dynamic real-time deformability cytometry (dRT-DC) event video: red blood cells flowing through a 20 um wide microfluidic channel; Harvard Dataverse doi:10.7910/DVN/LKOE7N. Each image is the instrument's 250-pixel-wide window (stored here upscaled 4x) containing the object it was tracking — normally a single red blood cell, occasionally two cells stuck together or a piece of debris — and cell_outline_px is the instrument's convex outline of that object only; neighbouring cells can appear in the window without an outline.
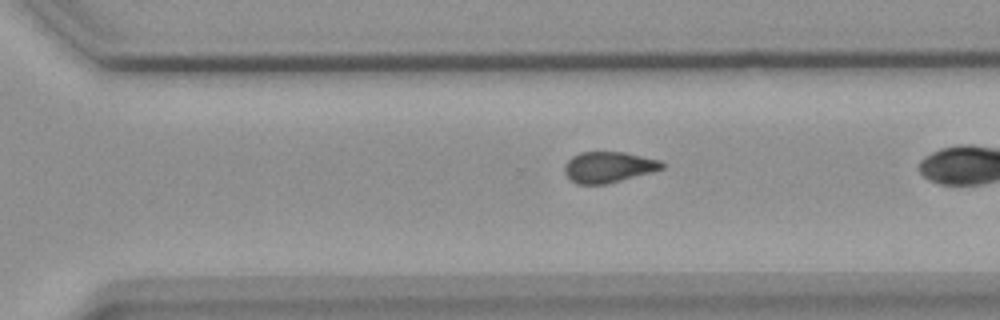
{"species": "common noctule bat (a hibernating species)", "species_latin": "Nyctalus noctula", "temperature_condition": "warm", "stored_images_in_passage": 31, "camera_frame_rate_fps": 3000, "um_per_image_px": 0.085, "animal": {"sex": "female", "body_mass_g": 18.4}, "frame": {"image": 1, "passage_image": 27, "time_ms": 8.667, "image_size_px": [1000, 320], "cell_outline_px": [[664, 168], [652, 172], [604, 184], [576, 184], [564, 172], [564, 164], [572, 156], [580, 152], [624, 152], [660, 160], [664, 164]], "centroid_in_image_um": [51.71, 14.19], "position_along_channel_um": 318.9, "area_um2": 17.4}}